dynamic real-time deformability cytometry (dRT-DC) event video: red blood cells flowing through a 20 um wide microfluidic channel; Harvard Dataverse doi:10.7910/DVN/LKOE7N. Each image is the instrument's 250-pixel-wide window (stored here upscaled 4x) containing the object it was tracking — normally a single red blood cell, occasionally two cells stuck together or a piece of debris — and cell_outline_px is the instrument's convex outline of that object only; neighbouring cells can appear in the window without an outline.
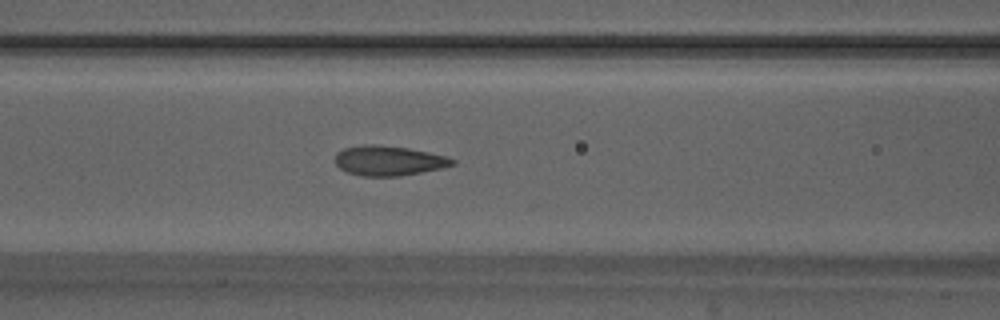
{"species": "Egyptian fruit bat (a non-hibernating species)", "species_latin": "Rousettus aegyptiacus", "temperature_condition": "warm", "stored_images_in_passage": 27, "camera_frame_rate_fps": 3000, "um_per_image_px": 0.085, "animal": {"sex": "male"}, "frame": {"image": 1, "passage_image": 8, "time_ms": 2.333, "image_size_px": [1000, 320], "cell_outline_px": [[456, 164], [440, 168], [400, 176], [364, 176], [348, 172], [340, 168], [336, 164], [336, 152], [344, 148], [364, 144], [376, 144], [408, 148], [448, 156], [456, 160]], "centroid_in_image_um": [33.05, 13.64], "position_along_channel_um": 133.6, "area_um2": 20.35}}
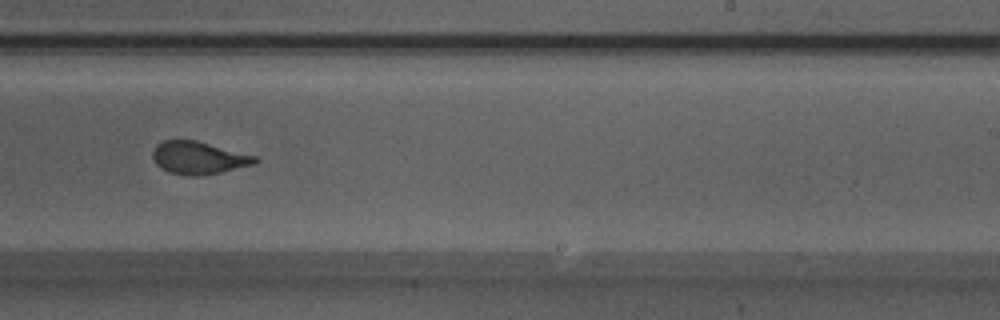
{"frame": {"image": 2, "passage_image": 18, "time_ms": 5.667, "image_size_px": [1000, 320], "cell_outline_px": [[260, 160], [252, 164], [220, 172], [196, 176], [192, 176], [168, 172], [156, 164], [152, 156], [152, 152], [156, 144], [164, 140], [196, 140], [256, 156]], "centroid_in_image_um": [16.84, 13.4], "position_along_channel_um": 272.2, "area_um2": 19.25}}
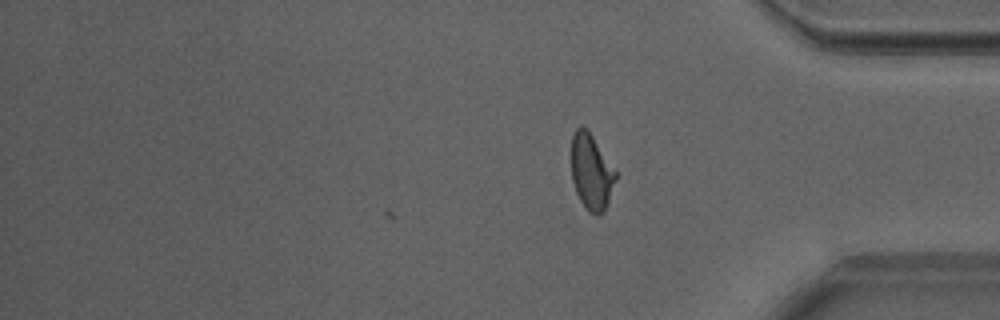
{"frame": {"image": 3, "passage_image": 27, "time_ms": 8.667, "image_size_px": [1000, 320], "cell_outline_px": [[616, 180], [604, 212], [600, 216], [596, 216], [588, 212], [580, 200], [576, 192], [572, 180], [572, 136], [576, 128], [584, 128], [592, 136], [616, 172]], "centroid_in_image_um": [50.26, 14.69], "position_along_channel_um": 384.9, "area_um2": 19.19}, "authors_computed_cell_mechanics": {"area_um2": 19.9988, "velocity_mm_per_s": 4.1651, "shape_relaxation_time_tau1_ms": 4.9149, "shape_relaxation_time_tau2_ms": 0.8462, "deformation_change_tau1": 0.1656, "deformation_change_tau2": 0.0784}}